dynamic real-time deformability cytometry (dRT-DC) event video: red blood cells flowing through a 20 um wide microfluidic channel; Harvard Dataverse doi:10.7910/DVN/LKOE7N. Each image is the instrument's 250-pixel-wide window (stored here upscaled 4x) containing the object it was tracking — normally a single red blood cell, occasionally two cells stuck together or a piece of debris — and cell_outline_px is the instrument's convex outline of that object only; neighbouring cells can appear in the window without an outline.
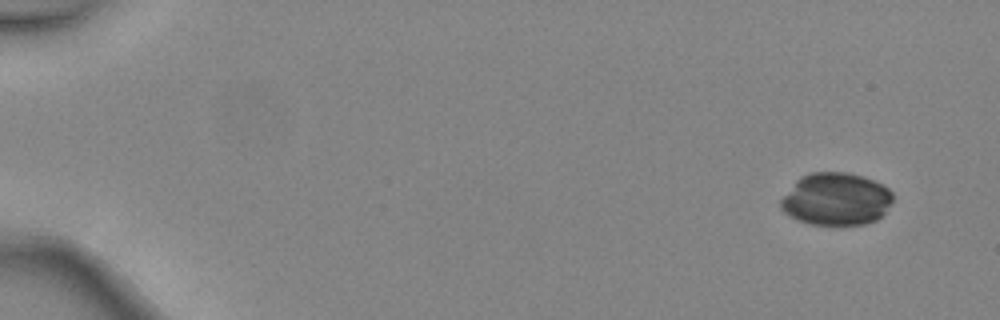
{"species": "common noctule bat (a hibernating species)", "species_latin": "Nyctalus noctula", "temperature_condition": "warm", "stored_images_in_passage": 7, "segment_of_instrument_passage": [1, 2], "camera_frame_rate_fps": 3000, "um_per_image_px": 0.085, "animal": {"sex": "female", "body_mass_g": 24.6, "forearm_length_mm": 56.2}, "frame": {"image": 1, "passage_image": 1, "time_ms": 0.0, "image_size_px": [1000, 320], "cell_outline_px": [[892, 200], [884, 212], [876, 220], [864, 224], [812, 224], [800, 220], [784, 212], [780, 208], [780, 200], [796, 180], [800, 176], [812, 172], [844, 172], [860, 176], [872, 180], [888, 188], [892, 192]], "centroid_in_image_um": [71.04, 16.91], "position_along_channel_um": 14.0, "area_um2": 33.81}}